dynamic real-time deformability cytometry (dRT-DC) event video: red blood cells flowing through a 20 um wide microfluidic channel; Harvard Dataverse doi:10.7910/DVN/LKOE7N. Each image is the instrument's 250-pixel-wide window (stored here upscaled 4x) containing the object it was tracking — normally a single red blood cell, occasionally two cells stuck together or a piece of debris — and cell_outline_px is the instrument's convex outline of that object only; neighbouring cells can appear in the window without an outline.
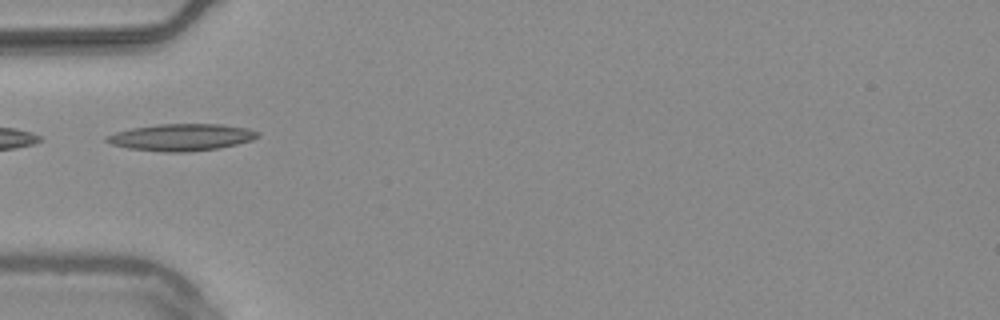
{"species": "common noctule bat (a hibernating species)", "species_latin": "Nyctalus noctula", "temperature_condition": "warm", "stored_images_in_passage": 10, "camera_frame_rate_fps": 3000, "um_per_image_px": 0.085, "animal": {"sex": "male", "body_mass_g": 20.4}, "frame": {"image": 1, "passage_image": 1, "time_ms": 0.0, "image_size_px": [1000, 320], "cell_outline_px": [[260, 136], [252, 140], [220, 148], [188, 152], [164, 152], [128, 148], [112, 144], [104, 140], [104, 136], [116, 132], [132, 128], [156, 124], [224, 124], [248, 128], [260, 132]], "centroid_in_image_um": [15.44, 11.66], "position_along_channel_um": 69.6, "area_um2": 23.87}}
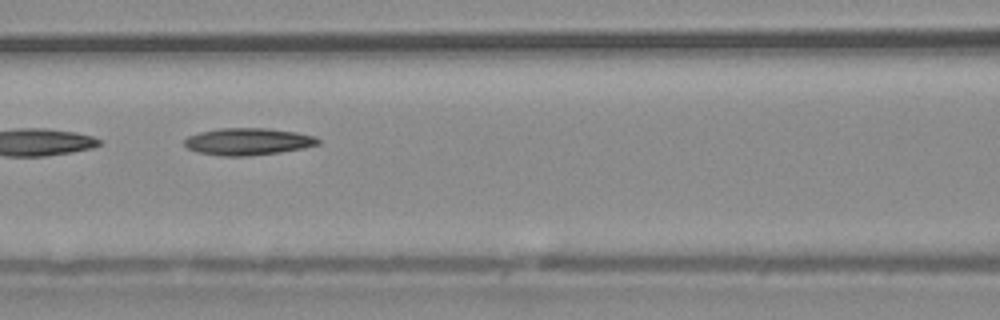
{"frame": {"image": 2, "passage_image": 7, "time_ms": 2.0, "image_size_px": [1000, 320], "cell_outline_px": [[320, 144], [304, 148], [280, 152], [248, 156], [220, 156], [196, 152], [188, 148], [184, 144], [184, 140], [188, 136], [200, 132], [220, 128], [268, 128], [296, 132], [316, 136], [320, 140]], "centroid_in_image_um": [21.09, 12.03], "position_along_channel_um": 145.5, "area_um2": 21.21}}